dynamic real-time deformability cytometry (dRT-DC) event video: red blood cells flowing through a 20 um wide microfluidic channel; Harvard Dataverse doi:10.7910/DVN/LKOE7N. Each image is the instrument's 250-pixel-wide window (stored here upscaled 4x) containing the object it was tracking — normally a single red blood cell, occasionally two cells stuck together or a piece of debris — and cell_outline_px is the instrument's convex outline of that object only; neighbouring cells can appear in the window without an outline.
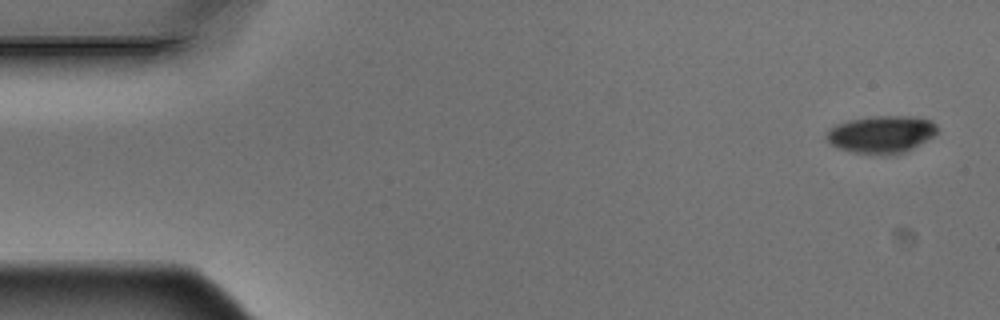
{"species": "Egyptian fruit bat (a non-hibernating species)", "species_latin": "Rousettus aegyptiacus", "temperature_condition": "warm", "stored_images_in_passage": 5, "camera_frame_rate_fps": 3000, "um_per_image_px": 0.085, "animal": {"sex": "male"}, "frame": {"image": 1, "passage_image": 1, "time_ms": 0.0, "image_size_px": [1000, 320], "cell_outline_px": [[936, 132], [932, 136], [912, 148], [904, 152], [852, 152], [840, 148], [832, 144], [824, 136], [828, 128], [836, 124], [848, 120], [868, 116], [912, 116], [932, 120], [936, 124]], "centroid_in_image_um": [74.88, 11.36], "position_along_channel_um": 10.1, "area_um2": 23.52}}